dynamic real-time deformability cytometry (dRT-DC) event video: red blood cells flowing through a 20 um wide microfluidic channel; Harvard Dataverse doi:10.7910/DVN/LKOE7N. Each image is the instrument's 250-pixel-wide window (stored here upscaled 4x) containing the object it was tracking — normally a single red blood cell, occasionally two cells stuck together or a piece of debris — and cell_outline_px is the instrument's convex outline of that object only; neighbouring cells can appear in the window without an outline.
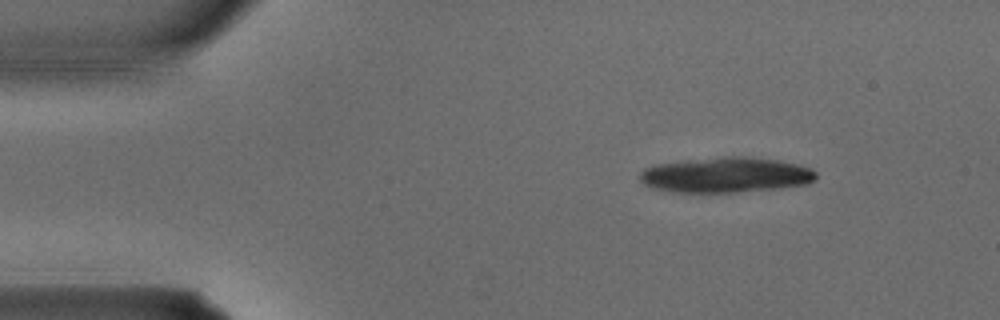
{"species": "common noctule bat (a hibernating species)", "species_latin": "Nyctalus noctula", "temperature_condition": "warm", "stored_images_in_passage": 2, "camera_frame_rate_fps": 3000, "um_per_image_px": 0.085, "animal": {"sex": "male", "body_mass_g": 15.6}, "frame": {"image": 1, "passage_image": 1, "time_ms": 0.0, "image_size_px": [1000, 320], "cell_outline_px": [[816, 180], [808, 184], [780, 188], [740, 192], [672, 192], [648, 188], [640, 180], [640, 172], [644, 168], [656, 164], [724, 156], [748, 156], [776, 160], [796, 164], [812, 168], [816, 172]], "centroid_in_image_um": [61.7, 14.88], "position_along_channel_um": 23.3, "area_um2": 36.53}}